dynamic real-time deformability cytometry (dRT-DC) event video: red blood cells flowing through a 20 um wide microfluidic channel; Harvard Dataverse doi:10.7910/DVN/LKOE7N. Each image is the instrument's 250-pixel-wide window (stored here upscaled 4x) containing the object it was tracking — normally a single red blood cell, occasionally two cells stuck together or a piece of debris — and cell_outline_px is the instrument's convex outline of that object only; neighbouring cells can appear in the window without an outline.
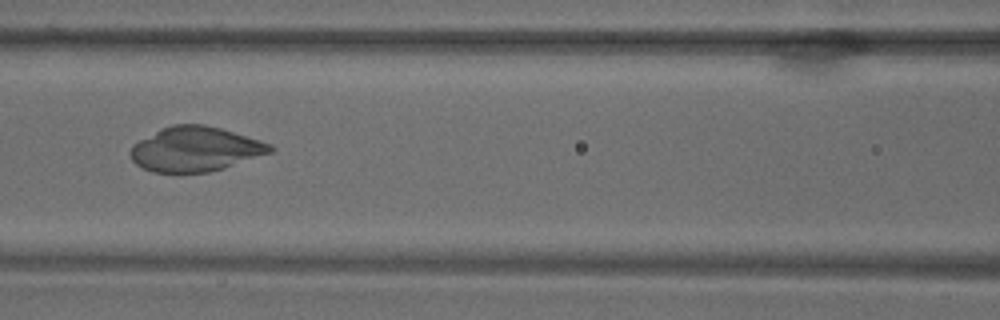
{"species": "common noctule bat (a hibernating species)", "species_latin": "Nyctalus noctula", "temperature_condition": "warm", "stored_images_in_passage": 70, "camera_frame_rate_fps": 3000, "um_per_image_px": 0.085, "animal": {"sex": "male", "body_mass_g": 18.8}, "frame": {"image": 1, "passage_image": 32, "time_ms": 10.333, "image_size_px": [1000, 320], "cell_outline_px": [[276, 148], [272, 152], [224, 168], [208, 172], [152, 172], [136, 164], [132, 160], [128, 152], [132, 144], [160, 128], [172, 124], [204, 124], [220, 128], [260, 140], [272, 144]], "centroid_in_image_um": [16.58, 12.66], "position_along_channel_um": 150.0, "area_um2": 36.47}}
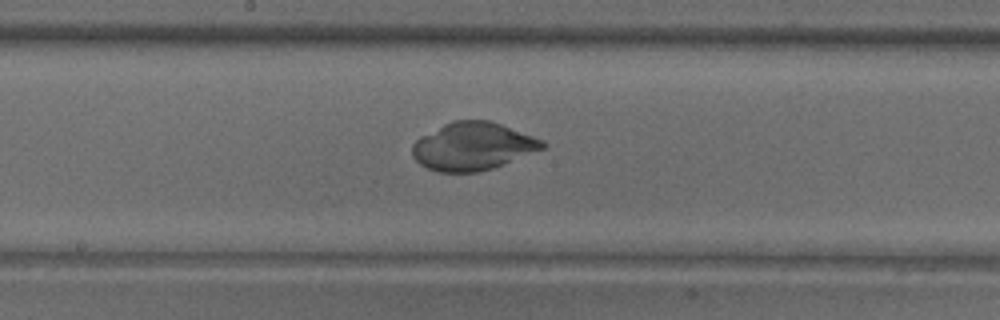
{"frame": {"image": 2, "passage_image": 38, "time_ms": 12.333, "image_size_px": [1000, 320], "cell_outline_px": [[548, 144], [544, 148], [492, 168], [476, 172], [436, 172], [420, 164], [412, 156], [412, 144], [420, 136], [452, 120], [492, 120], [544, 140]], "centroid_in_image_um": [40.18, 12.42], "position_along_channel_um": 208.0, "area_um2": 36.3}}
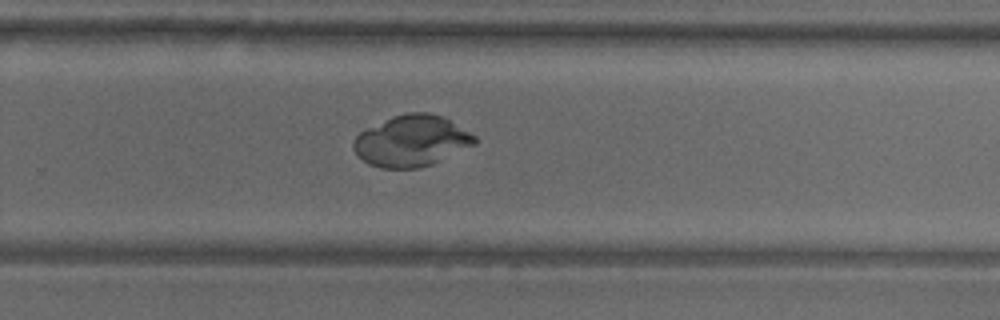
{"frame": {"image": 3, "passage_image": 47, "time_ms": 15.333, "image_size_px": [1000, 320], "cell_outline_px": [[476, 144], [432, 164], [420, 168], [380, 168], [368, 164], [352, 148], [352, 144], [356, 136], [360, 132], [392, 116], [404, 112], [428, 112], [440, 116], [448, 120], [476, 136]], "centroid_in_image_um": [34.97, 11.98], "position_along_channel_um": 294.8, "area_um2": 35.84}}